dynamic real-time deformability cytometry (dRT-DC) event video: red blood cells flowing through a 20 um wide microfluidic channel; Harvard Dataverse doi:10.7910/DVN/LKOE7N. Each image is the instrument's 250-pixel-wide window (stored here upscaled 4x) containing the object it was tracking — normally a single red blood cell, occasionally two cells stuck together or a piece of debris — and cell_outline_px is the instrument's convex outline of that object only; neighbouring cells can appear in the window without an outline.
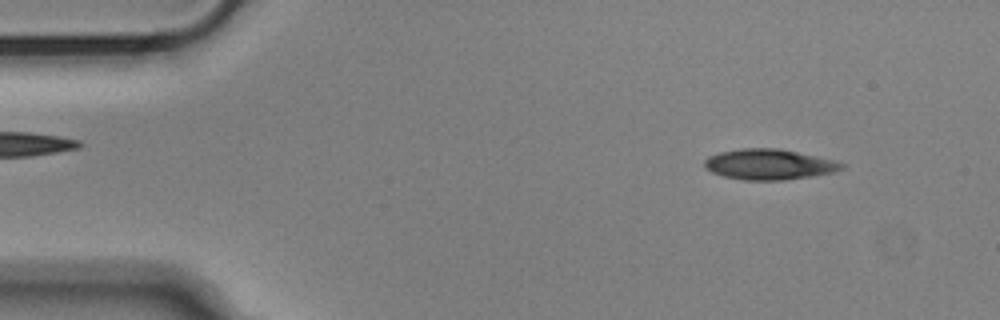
{"species": "Egyptian fruit bat (a non-hibernating species)", "species_latin": "Rousettus aegyptiacus", "temperature_condition": "cold", "stored_images_in_passage": 53, "camera_frame_rate_fps": 3000, "um_per_image_px": 0.085, "animal": {"sex": "male"}, "frame": {"image": 1, "passage_image": 5, "time_ms": 1.333, "image_size_px": [1000, 320], "cell_outline_px": [[844, 168], [832, 172], [812, 176], [784, 180], [744, 180], [724, 176], [712, 172], [704, 168], [704, 160], [708, 156], [720, 152], [740, 148], [776, 148], [796, 152], [832, 160], [844, 164]], "centroid_in_image_um": [65.31, 13.97], "position_along_channel_um": 19.7, "area_um2": 24.16}}
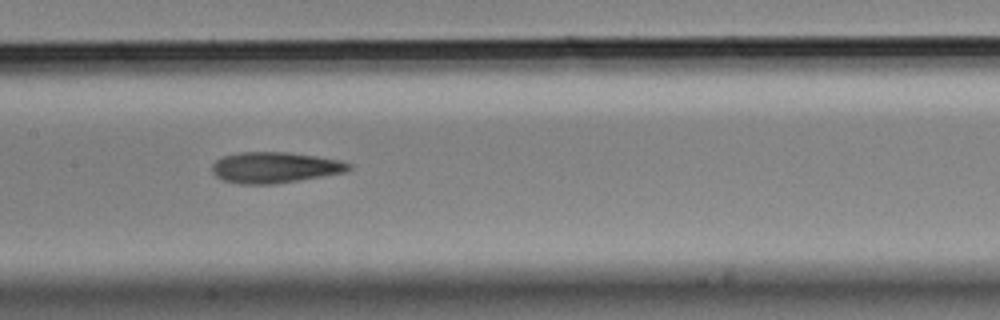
{"frame": {"image": 2, "passage_image": 25, "time_ms": 8.0, "image_size_px": [1000, 320], "cell_outline_px": [[352, 168], [344, 172], [300, 180], [272, 184], [240, 184], [224, 180], [216, 176], [212, 172], [212, 164], [216, 160], [224, 156], [236, 152], [288, 152], [316, 156], [340, 160], [352, 164]], "centroid_in_image_um": [23.35, 14.23], "position_along_channel_um": 184.0, "area_um2": 24.62}}
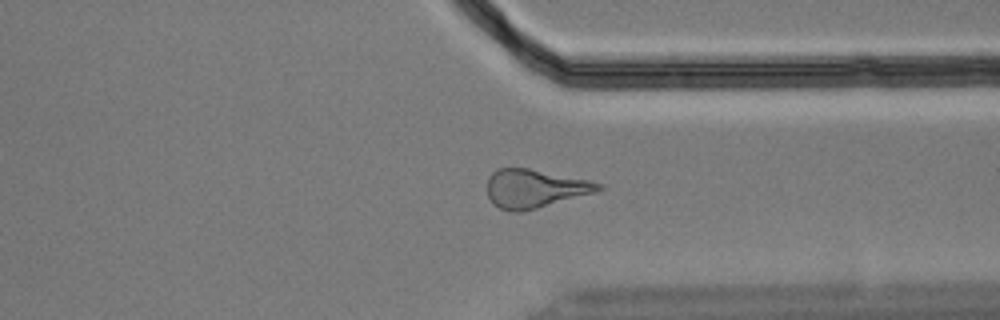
{"frame": {"image": 3, "passage_image": 40, "time_ms": 13.0, "image_size_px": [1000, 320], "cell_outline_px": [[604, 188], [596, 192], [524, 212], [508, 212], [492, 204], [488, 196], [488, 176], [496, 168], [528, 168], [588, 180], [604, 184]], "centroid_in_image_um": [45.44, 16.04], "position_along_channel_um": 366.0, "area_um2": 25.14}, "authors_computed_cell_mechanics": {"area_um2": 24.5072, "velocity_mm_per_s": 3.6547, "shape_relaxation_time_tau1_ms": 6.4119, "shape_relaxation_time_tau2_ms": 6.1039, "deformation_change_tau1": 0.1779, "deformation_change_tau2": 0.1885}}